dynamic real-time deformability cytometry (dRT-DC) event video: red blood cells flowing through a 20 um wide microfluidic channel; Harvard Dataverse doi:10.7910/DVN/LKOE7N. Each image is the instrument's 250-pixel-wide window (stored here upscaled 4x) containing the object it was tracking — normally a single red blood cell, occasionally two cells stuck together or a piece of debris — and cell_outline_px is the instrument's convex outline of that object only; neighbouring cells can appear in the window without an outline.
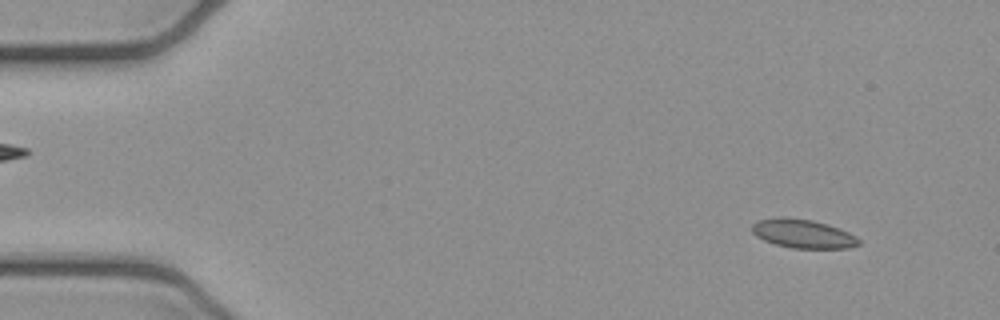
{"species": "common noctule bat (a hibernating species)", "species_latin": "Nyctalus noctula", "temperature_condition": "cold", "stored_images_in_passage": 51, "camera_frame_rate_fps": 3000, "um_per_image_px": 0.085, "animal": {"sex": "female", "body_mass_g": 21.9}, "frame": {"image": 1, "passage_image": 4, "time_ms": 1.0, "image_size_px": [1000, 320], "cell_outline_px": [[860, 244], [848, 248], [792, 248], [776, 244], [764, 240], [756, 236], [752, 232], [752, 224], [756, 220], [780, 216], [784, 216], [812, 220], [828, 224], [840, 228], [856, 236], [860, 240]], "centroid_in_image_um": [68.24, 19.85], "position_along_channel_um": 16.8, "area_um2": 18.09}}
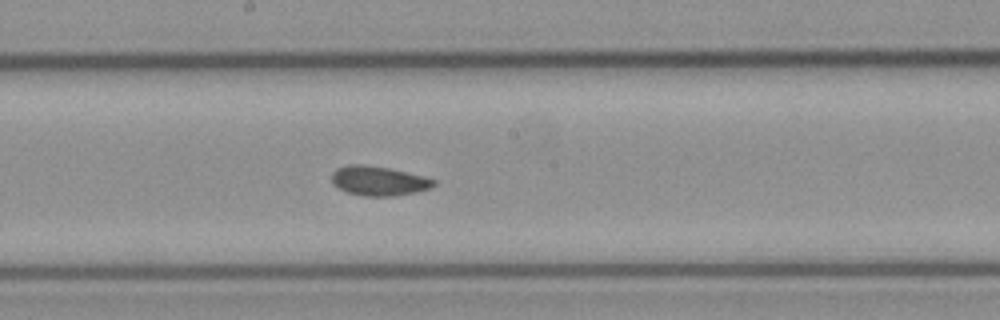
{"frame": {"image": 2, "passage_image": 27, "time_ms": 8.667, "image_size_px": [1000, 320], "cell_outline_px": [[436, 184], [432, 188], [416, 192], [396, 196], [364, 196], [348, 192], [332, 184], [332, 172], [336, 168], [348, 164], [364, 164], [388, 168], [424, 176], [436, 180]], "centroid_in_image_um": [32.2, 15.37], "position_along_channel_um": 216.0, "area_um2": 17.63}}
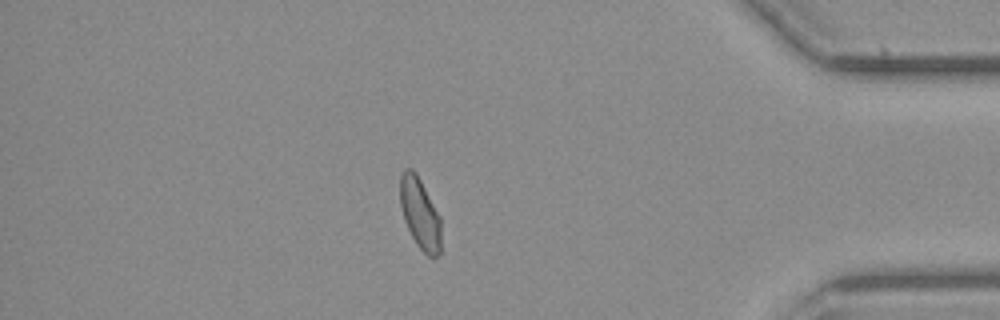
{"frame": {"image": 3, "passage_image": 44, "time_ms": 14.333, "image_size_px": [1000, 320], "cell_outline_px": [[440, 252], [432, 260], [416, 244], [404, 220], [400, 204], [400, 176], [404, 168], [412, 168], [416, 172], [440, 216]], "centroid_in_image_um": [35.69, 18.13], "position_along_channel_um": 399.5, "area_um2": 16.94}, "authors_computed_cell_mechanics": {"area_um2": 17.629, "velocity_mm_per_s": 3.9281, "shape_relaxation_time_tau1_ms": 3.0012, "shape_relaxation_time_tau2_ms": 1.1122, "deformation_change_tau1": 0.0908, "deformation_change_tau2": 0.0528}}